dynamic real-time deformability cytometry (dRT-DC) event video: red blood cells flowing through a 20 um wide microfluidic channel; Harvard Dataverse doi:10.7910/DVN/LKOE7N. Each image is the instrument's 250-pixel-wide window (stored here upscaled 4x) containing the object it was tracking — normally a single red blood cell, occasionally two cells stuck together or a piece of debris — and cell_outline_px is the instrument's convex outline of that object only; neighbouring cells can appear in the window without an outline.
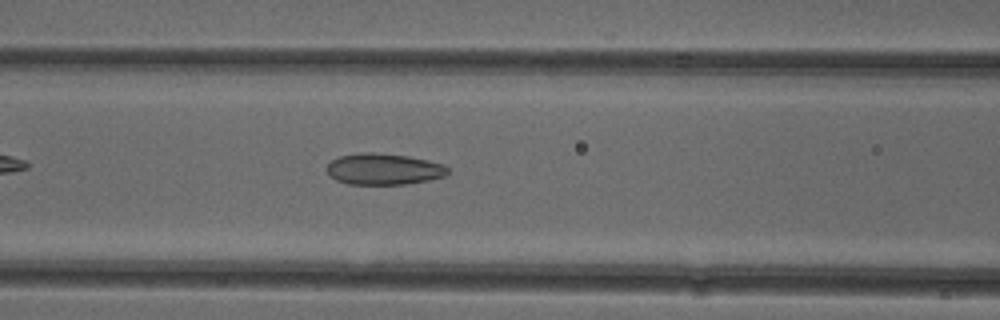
{"species": "common noctule bat (a hibernating species)", "species_latin": "Nyctalus noctula", "temperature_condition": "cold", "stored_images_in_passage": 39, "camera_frame_rate_fps": 3000, "um_per_image_px": 0.085, "animal": {"sex": "female"}, "frame": {"image": 1, "passage_image": 10, "time_ms": 3.0, "image_size_px": [1000, 320], "cell_outline_px": [[448, 172], [444, 176], [428, 180], [404, 184], [348, 184], [336, 180], [324, 168], [332, 160], [340, 156], [364, 152], [372, 152], [408, 156], [428, 160], [444, 164], [448, 168]], "centroid_in_image_um": [32.61, 14.37], "position_along_channel_um": 134.0, "area_um2": 21.96}}
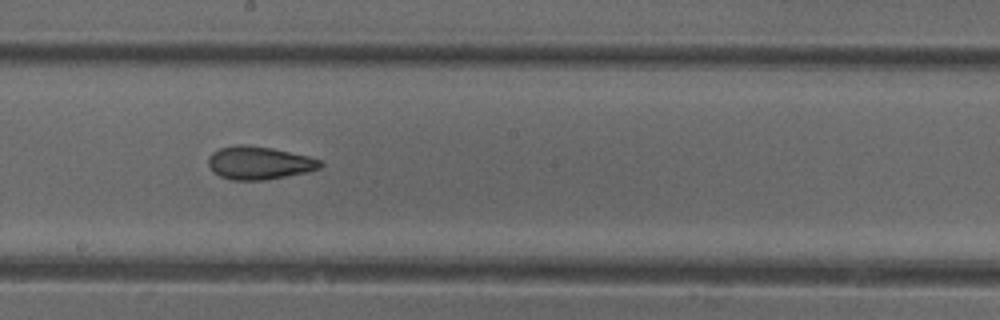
{"frame": {"image": 2, "passage_image": 17, "time_ms": 5.333, "image_size_px": [1000, 320], "cell_outline_px": [[324, 164], [320, 168], [308, 172], [264, 180], [232, 180], [220, 176], [212, 172], [208, 164], [208, 156], [212, 152], [220, 148], [236, 144], [244, 144], [272, 148], [308, 156], [320, 160]], "centroid_in_image_um": [22.0, 13.84], "position_along_channel_um": 226.2, "area_um2": 21.68}}
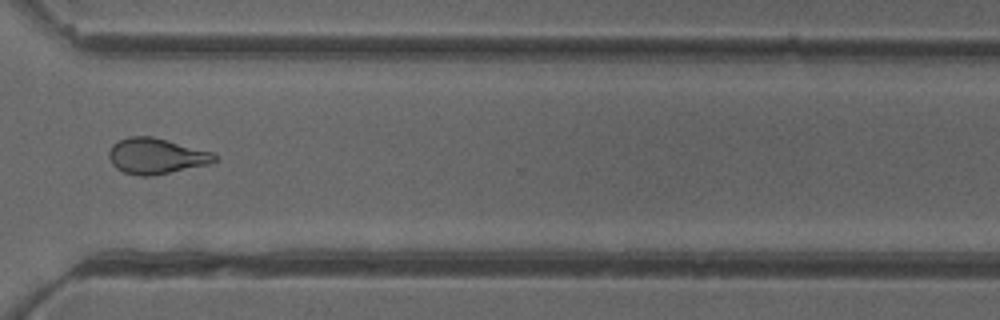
{"frame": {"image": 3, "passage_image": 27, "time_ms": 8.667, "image_size_px": [1000, 320], "cell_outline_px": [[220, 160], [208, 164], [152, 176], [140, 176], [124, 172], [116, 168], [112, 164], [108, 156], [108, 152], [112, 144], [128, 136], [152, 136], [216, 152]], "centroid_in_image_um": [13.32, 13.25], "position_along_channel_um": 357.3, "area_um2": 22.31}}